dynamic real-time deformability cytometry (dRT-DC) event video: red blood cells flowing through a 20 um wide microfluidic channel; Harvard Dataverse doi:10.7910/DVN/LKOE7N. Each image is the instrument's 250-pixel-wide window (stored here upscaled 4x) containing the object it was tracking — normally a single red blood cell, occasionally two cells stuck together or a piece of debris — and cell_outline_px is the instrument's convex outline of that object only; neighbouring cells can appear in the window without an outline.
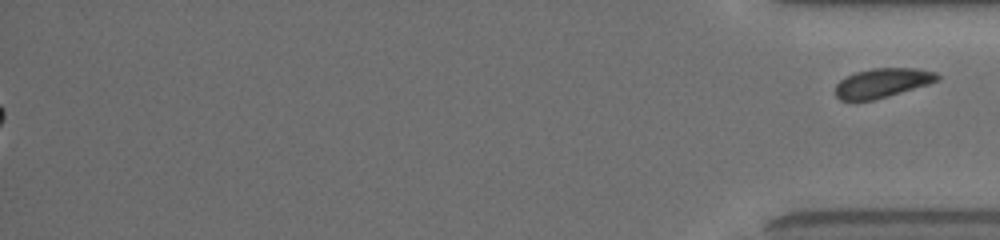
{"species": "common noctule bat (a hibernating species)", "species_latin": "Nyctalus noctula", "temperature_condition": "room temperature", "stored_images_in_passage": 52, "segment_of_instrument_passage": [2, 2], "camera_frame_rate_fps": 3000, "um_per_image_px": 0.085, "animal": {"sex": "female", "body_mass_g": 19.5, "forearm_length_mm": 54.1}, "frame": {"image": 1, "passage_image": 52, "time_ms": 17.667, "image_size_px": [1000, 240], "cell_outline_px": [[940, 80], [928, 84], [872, 100], [840, 100], [836, 96], [836, 84], [840, 80], [856, 72], [872, 68], [916, 68], [936, 72], [940, 76]], "centroid_in_image_um": [75.01, 7.03], "position_along_channel_um": 360.2, "area_um2": 17.17}}